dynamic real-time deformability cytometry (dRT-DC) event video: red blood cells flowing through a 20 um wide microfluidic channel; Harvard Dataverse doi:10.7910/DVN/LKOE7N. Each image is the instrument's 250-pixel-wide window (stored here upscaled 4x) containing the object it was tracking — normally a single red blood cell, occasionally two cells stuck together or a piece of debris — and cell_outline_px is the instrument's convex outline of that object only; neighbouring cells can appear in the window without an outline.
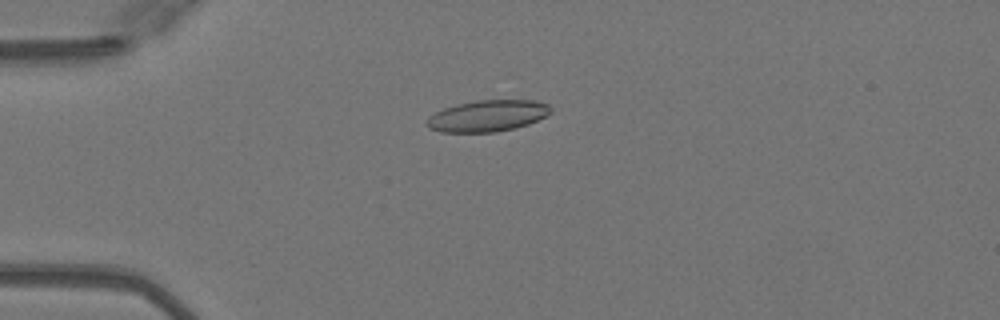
{"species": "Egyptian fruit bat (a non-hibernating species)", "species_latin": "Rousettus aegyptiacus", "temperature_condition": "warm", "stored_images_in_passage": 41, "camera_frame_rate_fps": 3000, "um_per_image_px": 0.085, "animal": {"sex": "female"}, "frame": {"image": 1, "passage_image": 4, "time_ms": 1.0, "image_size_px": [1000, 320], "cell_outline_px": [[552, 112], [528, 124], [516, 128], [496, 132], [440, 132], [428, 128], [424, 124], [428, 116], [444, 108], [456, 104], [476, 100], [532, 100], [548, 104], [552, 108]], "centroid_in_image_um": [41.4, 9.85], "position_along_channel_um": 43.6, "area_um2": 22.83}}
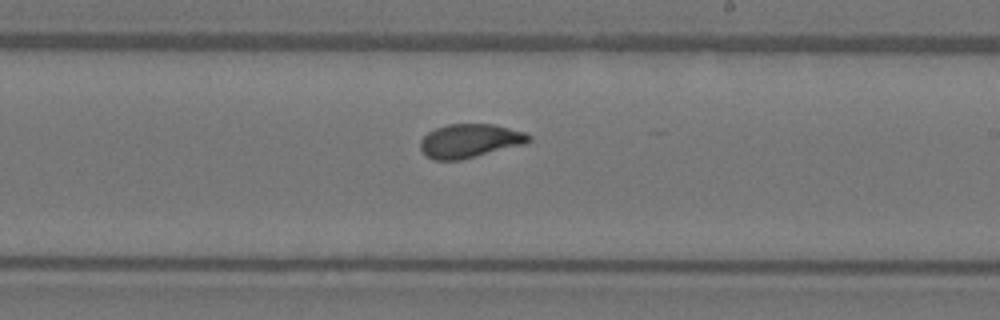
{"frame": {"image": 2, "passage_image": 21, "time_ms": 6.667, "image_size_px": [1000, 320], "cell_outline_px": [[532, 140], [524, 144], [460, 160], [432, 160], [420, 148], [420, 140], [428, 132], [436, 128], [448, 124], [492, 124], [524, 132], [532, 136]], "centroid_in_image_um": [39.93, 11.97], "position_along_channel_um": 249.1, "area_um2": 21.15}}
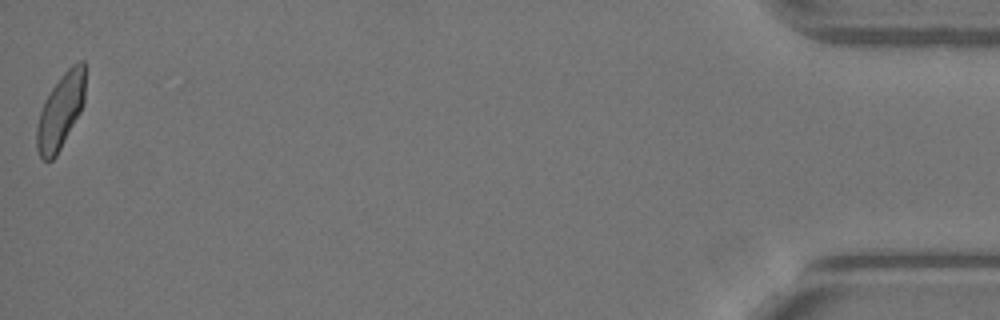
{"frame": {"image": 3, "passage_image": 41, "time_ms": 13.333, "image_size_px": [1000, 320], "cell_outline_px": [[84, 104], [80, 112], [56, 156], [52, 160], [44, 160], [40, 156], [36, 148], [36, 128], [40, 112], [44, 100], [60, 76], [72, 64], [80, 60], [84, 60]], "centroid_in_image_um": [5.13, 9.44], "position_along_channel_um": 430.1, "area_um2": 21.04}, "authors_computed_cell_mechanics": {"area_um2": 21.2704, "velocity_mm_per_s": 4.0895, "shape_relaxation_time_tau1_ms": 6.5135, "shape_relaxation_time_tau2_ms": 0.8937, "deformation_change_tau1": 0.195, "deformation_change_tau2": 0.0587}}